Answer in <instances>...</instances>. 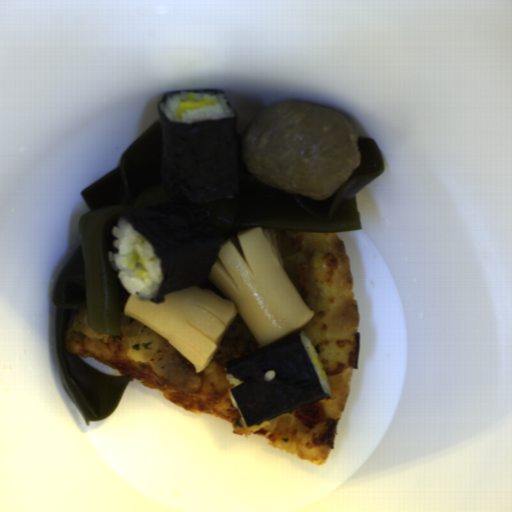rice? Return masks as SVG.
<instances>
[{
    "label": "rice",
    "instance_id": "obj_1",
    "mask_svg": "<svg viewBox=\"0 0 512 512\" xmlns=\"http://www.w3.org/2000/svg\"><path fill=\"white\" fill-rule=\"evenodd\" d=\"M112 235L115 237L113 245L118 251L110 250L107 256L121 286L139 301L150 302L158 294L165 280L161 258L152 243L139 233L127 218L119 219L117 226L112 229ZM133 251L140 255L147 271L142 276L135 273L139 267H130L134 262L131 257Z\"/></svg>",
    "mask_w": 512,
    "mask_h": 512
},
{
    "label": "rice",
    "instance_id": "obj_4",
    "mask_svg": "<svg viewBox=\"0 0 512 512\" xmlns=\"http://www.w3.org/2000/svg\"><path fill=\"white\" fill-rule=\"evenodd\" d=\"M226 378H227L228 382H229L231 385H233V387H232V388H230V391H229L230 398H231V400H232V402H233L234 406L236 407V409H237V411H238L239 415L241 416V418H242V420H243L244 424H246V425H247V423H246V421H245V419H244V417H243V415H242V412H241V410H240V408H239V406H238V404H237V401H236V399H235V397H234V395H233V393H232V389H233V388H235V387H236L237 385H239L240 383H242V381H241V380H239V379H238L237 377H235L234 375H231V374H229V373L226 375Z\"/></svg>",
    "mask_w": 512,
    "mask_h": 512
},
{
    "label": "rice",
    "instance_id": "obj_5",
    "mask_svg": "<svg viewBox=\"0 0 512 512\" xmlns=\"http://www.w3.org/2000/svg\"><path fill=\"white\" fill-rule=\"evenodd\" d=\"M275 376H276V372H275V370L272 369V370L266 371L264 373L263 380L265 382H268V381L273 380L275 378Z\"/></svg>",
    "mask_w": 512,
    "mask_h": 512
},
{
    "label": "rice",
    "instance_id": "obj_3",
    "mask_svg": "<svg viewBox=\"0 0 512 512\" xmlns=\"http://www.w3.org/2000/svg\"><path fill=\"white\" fill-rule=\"evenodd\" d=\"M300 341H301V343H302V345H303V347L313 365V368L316 372V375L318 377V380L321 384V387H322L324 393L329 394V396H331V388L329 386V383H328L327 379L322 378V375H321L315 361L312 358L313 354H316L317 356H318V354H317V351H316L311 339L308 337V335L305 332H300Z\"/></svg>",
    "mask_w": 512,
    "mask_h": 512
},
{
    "label": "rice",
    "instance_id": "obj_2",
    "mask_svg": "<svg viewBox=\"0 0 512 512\" xmlns=\"http://www.w3.org/2000/svg\"><path fill=\"white\" fill-rule=\"evenodd\" d=\"M206 100L211 101L209 106L199 107L190 110L178 111V106L183 100ZM159 109L173 123H196L201 121L232 118L233 110L222 94L195 93L189 91H180L170 96L163 103H160Z\"/></svg>",
    "mask_w": 512,
    "mask_h": 512
}]
</instances>
